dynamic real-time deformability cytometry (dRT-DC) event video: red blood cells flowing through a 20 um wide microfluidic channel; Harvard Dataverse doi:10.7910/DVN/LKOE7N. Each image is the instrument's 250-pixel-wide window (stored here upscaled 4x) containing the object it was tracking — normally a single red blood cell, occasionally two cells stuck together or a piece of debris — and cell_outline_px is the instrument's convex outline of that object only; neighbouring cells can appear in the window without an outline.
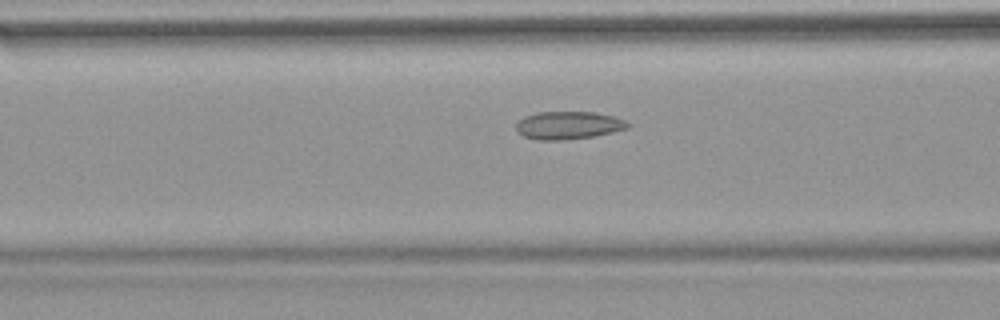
{"species": "common noctule bat (a hibernating species)", "species_latin": "Nyctalus noctula", "temperature_condition": "warm", "stored_images_in_passage": 52, "camera_frame_rate_fps": 3000, "um_per_image_px": 0.085, "animal": {"sex": "female", "body_mass_g": 18.4}, "frame": {"image": 1, "passage_image": 21, "time_ms": 6.667, "image_size_px": [1000, 320], "cell_outline_px": [[632, 124], [628, 128], [596, 136], [564, 140], [540, 140], [524, 136], [516, 128], [516, 124], [524, 116], [536, 112], [592, 112], [612, 116], [624, 120]], "centroid_in_image_um": [48.33, 10.65], "position_along_channel_um": 118.3, "area_um2": 18.03}}
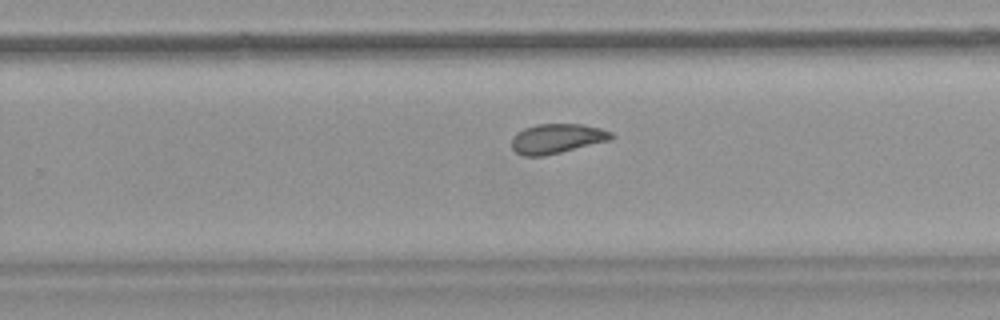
{"frame": {"image": 2, "passage_image": 34, "time_ms": 11.0, "image_size_px": [1000, 320], "cell_outline_px": [[616, 136], [612, 140], [544, 156], [524, 156], [516, 152], [512, 148], [512, 136], [516, 132], [524, 128], [536, 124], [584, 124], [600, 128], [612, 132]], "centroid_in_image_um": [47.36, 11.77], "position_along_channel_um": 282.4, "area_um2": 17.46}}
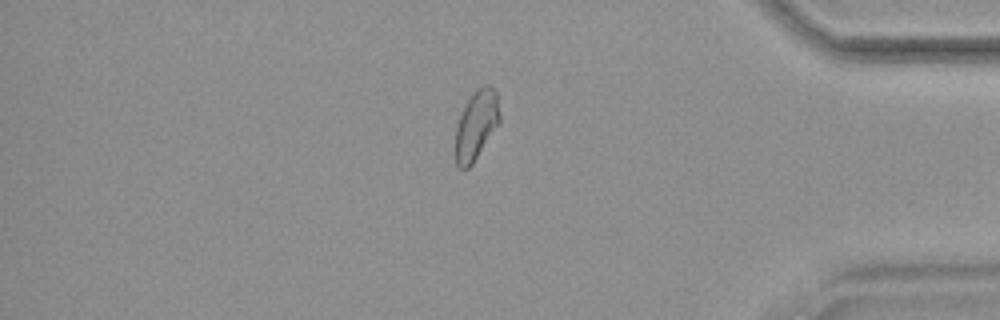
{"frame": {"image": 3, "passage_image": 45, "time_ms": 14.667, "image_size_px": [1000, 320], "cell_outline_px": [[500, 124], [472, 164], [468, 168], [460, 168], [456, 164], [456, 128], [460, 116], [468, 100], [476, 88], [484, 84], [488, 84], [496, 92], [500, 112]], "centroid_in_image_um": [40.51, 10.62], "position_along_channel_um": 394.7, "area_um2": 17.8}, "authors_computed_cell_mechanics": {"area_um2": 18.5249, "velocity_mm_per_s": 3.8075, "shape_relaxation_time_tau1_ms": null, "shape_relaxation_time_tau2_ms": 2.9317, "deformation_change_tau1": null, "deformation_change_tau2": 0.0711}}